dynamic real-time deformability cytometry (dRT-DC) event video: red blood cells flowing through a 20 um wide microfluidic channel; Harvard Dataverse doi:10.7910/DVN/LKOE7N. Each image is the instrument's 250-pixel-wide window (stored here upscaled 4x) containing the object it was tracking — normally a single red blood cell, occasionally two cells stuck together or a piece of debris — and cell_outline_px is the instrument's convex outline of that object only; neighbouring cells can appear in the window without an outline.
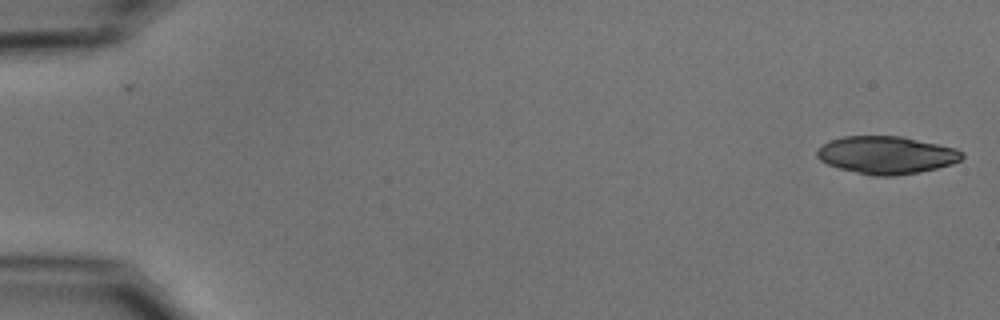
{"species": "common noctule bat (a hibernating species)", "species_latin": "Nyctalus noctula", "temperature_condition": "cold", "stored_images_in_passage": 53, "camera_frame_rate_fps": 3000, "um_per_image_px": 0.085, "animal": {"sex": "male", "body_mass_g": 15.6}, "frame": {"image": 1, "passage_image": 1, "time_ms": 0.0, "image_size_px": [1000, 320], "cell_outline_px": [[964, 156], [960, 160], [952, 164], [920, 172], [892, 176], [876, 176], [856, 172], [840, 168], [828, 164], [820, 160], [816, 156], [816, 152], [828, 140], [844, 136], [900, 136], [956, 148], [964, 152]], "centroid_in_image_um": [75.35, 13.17], "position_along_channel_um": 9.6, "area_um2": 31.67}}